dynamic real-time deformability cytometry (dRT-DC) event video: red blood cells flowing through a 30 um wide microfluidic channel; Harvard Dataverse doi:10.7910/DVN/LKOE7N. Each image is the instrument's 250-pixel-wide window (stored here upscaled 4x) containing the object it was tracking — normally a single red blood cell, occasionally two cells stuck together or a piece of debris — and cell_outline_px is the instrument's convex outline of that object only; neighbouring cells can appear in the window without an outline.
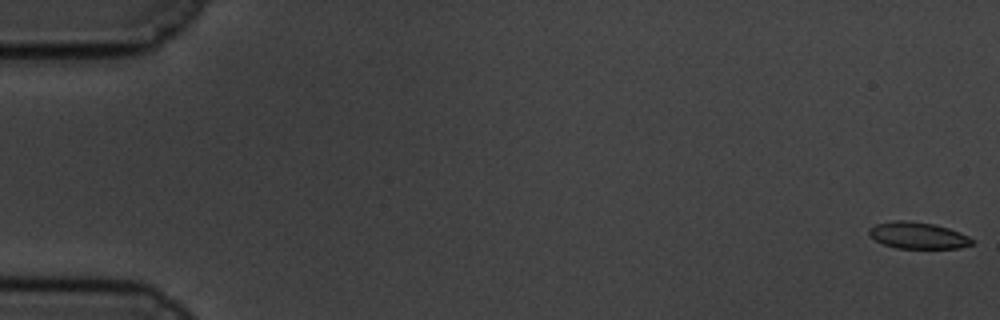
{"species": "common noctule bat (a hibernating species)", "species_latin": "Nyctalus noctula", "temperature_condition": "cold", "stored_images_in_passage": 60, "camera_frame_rate_fps": 3000, "um_per_image_px": 0.085, "animal": {"sex": "male", "body_mass_g": 19.5, "forearm_length_mm": 54.6}, "frame": {"image": 1, "passage_image": 1, "time_ms": 0.0, "image_size_px": [1000, 320], "cell_outline_px": [[976, 240], [972, 244], [960, 248], [896, 248], [884, 244], [876, 240], [868, 232], [868, 228], [876, 224], [896, 220], [904, 220], [932, 224], [948, 228], [960, 232]], "centroid_in_image_um": [78.05, 20.01], "position_along_channel_um": 7.0, "area_um2": 15.84}}
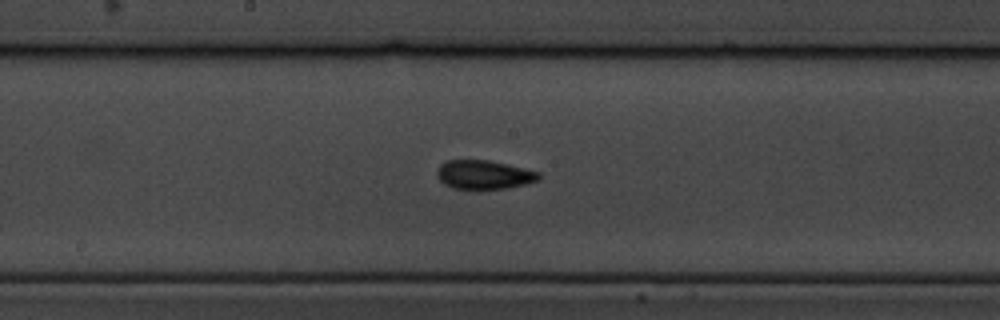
{"frame": {"image": 2, "passage_image": 32, "time_ms": 10.333, "image_size_px": [1000, 320], "cell_outline_px": [[540, 180], [508, 188], [480, 192], [476, 192], [452, 188], [444, 184], [436, 176], [436, 172], [440, 164], [448, 160], [488, 160], [508, 164], [540, 172]], "centroid_in_image_um": [41.11, 14.9], "position_along_channel_um": 207.1, "area_um2": 17.92}}
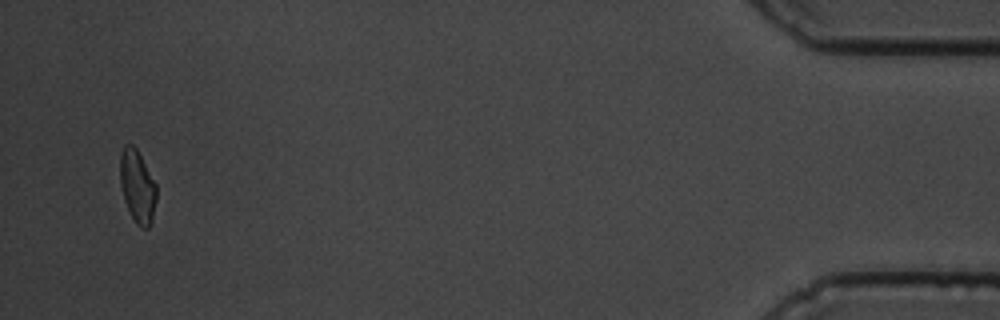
{"frame": {"image": 3, "passage_image": 58, "time_ms": 19.0, "image_size_px": [1000, 320], "cell_outline_px": [[156, 200], [152, 220], [148, 228], [140, 228], [136, 224], [124, 200], [120, 184], [120, 152], [124, 144], [132, 144], [136, 148], [156, 184]], "centroid_in_image_um": [11.66, 15.83], "position_along_channel_um": 423.5, "area_um2": 15.37}, "authors_computed_cell_mechanics": {"area_um2": 16.5886, "velocity_mm_per_s": 3.3951, "shape_relaxation_time_tau1_ms": 8.5171, "shape_relaxation_time_tau2_ms": 3.032, "deformation_change_tau1": 0.1493, "deformation_change_tau2": 0.0792}}